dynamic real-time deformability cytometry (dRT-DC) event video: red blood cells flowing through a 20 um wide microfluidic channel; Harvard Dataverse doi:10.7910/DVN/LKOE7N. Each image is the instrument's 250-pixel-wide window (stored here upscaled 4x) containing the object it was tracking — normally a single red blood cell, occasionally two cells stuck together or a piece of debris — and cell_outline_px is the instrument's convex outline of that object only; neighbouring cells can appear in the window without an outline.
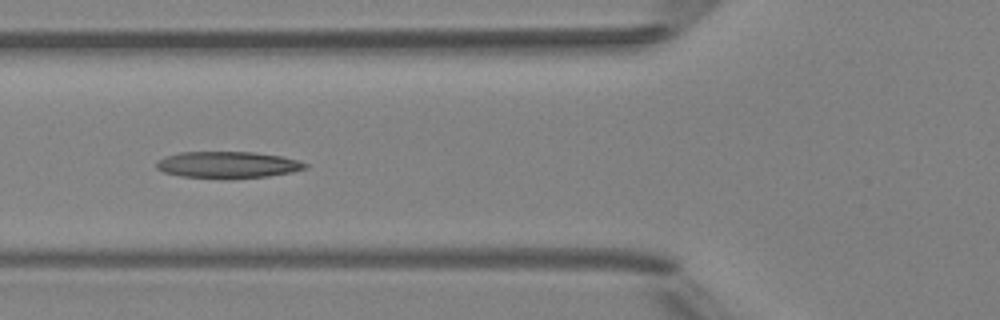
{"species": "Egyptian fruit bat (a non-hibernating species)", "species_latin": "Rousettus aegyptiacus", "temperature_condition": "room temperature", "stored_images_in_passage": 4, "camera_frame_rate_fps": 3000, "um_per_image_px": 0.085, "animal": {"sex": "female"}, "frame": {"image": 1, "passage_image": 4, "time_ms": 3.333, "image_size_px": [1000, 320], "cell_outline_px": [[308, 168], [292, 172], [268, 176], [232, 180], [228, 180], [180, 176], [164, 172], [156, 168], [156, 164], [160, 160], [168, 156], [180, 152], [256, 152], [284, 156], [308, 164]], "centroid_in_image_um": [19.4, 14.03], "position_along_channel_um": 106.4, "area_um2": 23.47}}